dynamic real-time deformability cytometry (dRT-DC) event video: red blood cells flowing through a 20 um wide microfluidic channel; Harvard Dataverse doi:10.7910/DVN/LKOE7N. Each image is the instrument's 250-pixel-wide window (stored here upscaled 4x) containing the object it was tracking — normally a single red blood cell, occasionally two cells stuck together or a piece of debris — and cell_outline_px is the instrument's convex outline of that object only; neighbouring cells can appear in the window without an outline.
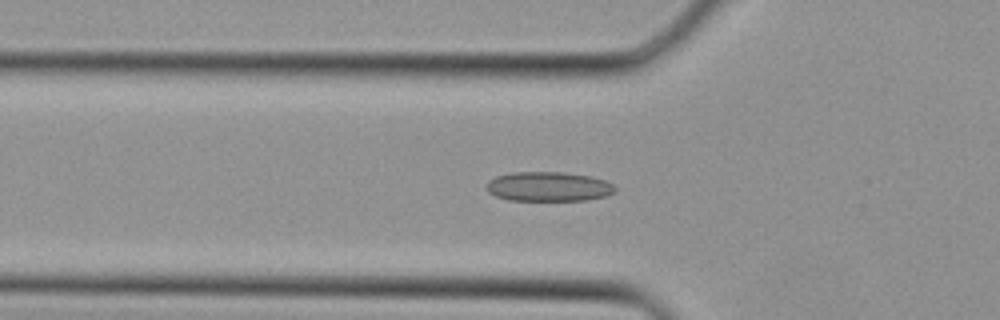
{"species": "Egyptian fruit bat (a non-hibernating species)", "species_latin": "Rousettus aegyptiacus", "temperature_condition": "cold", "stored_images_in_passage": 29, "camera_frame_rate_fps": 3000, "um_per_image_px": 0.085, "animal": {"sex": "female"}, "frame": {"image": 1, "passage_image": 6, "time_ms": 1.667, "image_size_px": [1000, 320], "cell_outline_px": [[616, 192], [608, 196], [588, 200], [508, 200], [496, 196], [488, 192], [484, 188], [488, 180], [496, 176], [512, 172], [564, 172], [592, 176], [604, 180], [612, 184], [616, 188]], "centroid_in_image_um": [46.62, 15.86], "position_along_channel_um": 79.2, "area_um2": 22.43}}
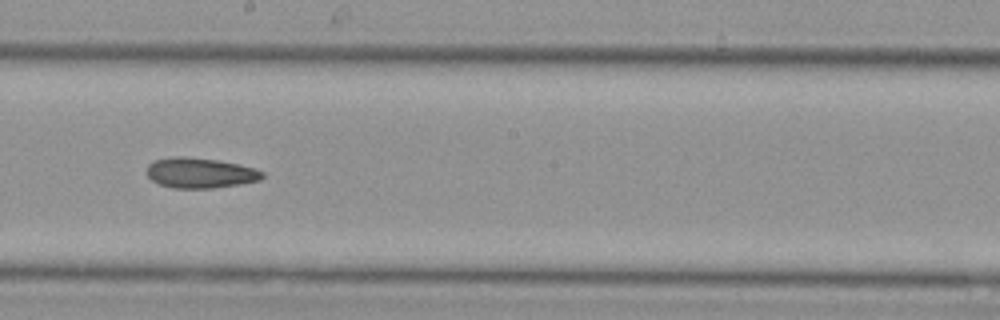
{"frame": {"image": 2, "passage_image": 14, "time_ms": 4.333, "image_size_px": [1000, 320], "cell_outline_px": [[264, 176], [260, 180], [240, 184], [212, 188], [172, 188], [160, 184], [152, 180], [148, 176], [148, 164], [156, 160], [172, 156], [184, 156], [216, 160], [236, 164], [252, 168], [264, 172]], "centroid_in_image_um": [17.0, 14.7], "position_along_channel_um": 231.2, "area_um2": 20.17}}
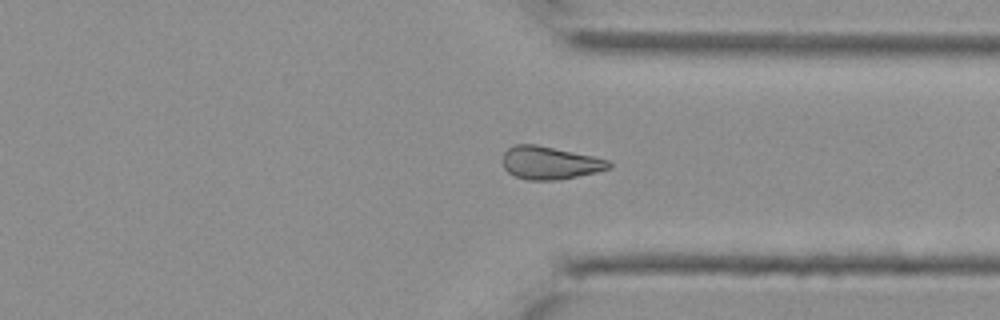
{"frame": {"image": 3, "passage_image": 21, "time_ms": 6.667, "image_size_px": [1000, 320], "cell_outline_px": [[612, 168], [596, 172], [556, 180], [528, 180], [516, 176], [508, 172], [504, 168], [504, 152], [512, 144], [536, 144], [592, 156], [608, 160], [612, 164]], "centroid_in_image_um": [46.73, 13.84], "position_along_channel_um": 364.7, "area_um2": 20.17}}